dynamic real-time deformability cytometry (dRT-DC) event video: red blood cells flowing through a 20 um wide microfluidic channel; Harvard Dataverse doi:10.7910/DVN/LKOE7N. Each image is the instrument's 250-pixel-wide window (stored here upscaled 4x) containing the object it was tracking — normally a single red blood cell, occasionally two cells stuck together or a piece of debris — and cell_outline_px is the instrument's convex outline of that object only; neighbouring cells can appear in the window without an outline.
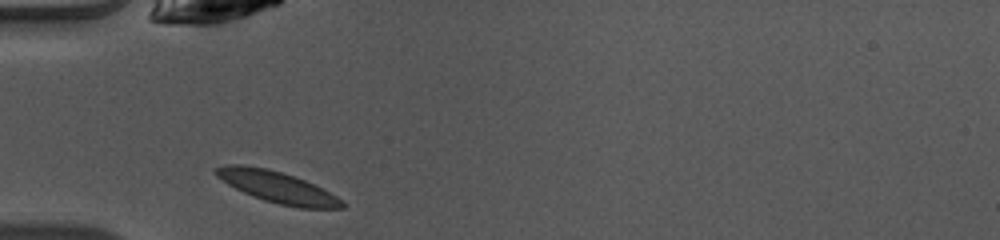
{"species": "common noctule bat (a hibernating species)", "species_latin": "Nyctalus noctula", "temperature_condition": "warm", "stored_images_in_passage": 30, "camera_frame_rate_fps": 3000, "um_per_image_px": 0.085, "animal": {"sex": "female", "body_mass_g": 10.0, "forearm_length_mm": 53.1}, "frame": {"image": 1, "passage_image": 1, "time_ms": 0.0, "image_size_px": [1000, 240], "cell_outline_px": [[344, 208], [300, 208], [280, 204], [264, 200], [244, 192], [228, 184], [216, 176], [212, 172], [216, 168], [228, 164], [240, 164], [264, 168], [280, 172], [304, 180], [336, 196], [344, 204]], "centroid_in_image_um": [23.52, 15.9], "position_along_channel_um": 61.5, "area_um2": 22.43}}
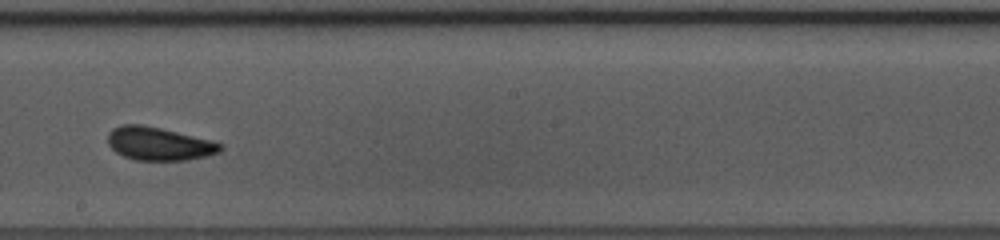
{"frame": {"image": 2, "passage_image": 14, "time_ms": 4.333, "image_size_px": [1000, 240], "cell_outline_px": [[224, 148], [220, 152], [208, 156], [188, 160], [136, 160], [124, 156], [116, 152], [108, 144], [108, 132], [112, 128], [120, 124], [140, 124], [160, 128], [212, 140], [220, 144]], "centroid_in_image_um": [13.51, 12.21], "position_along_channel_um": 234.7, "area_um2": 21.85}}
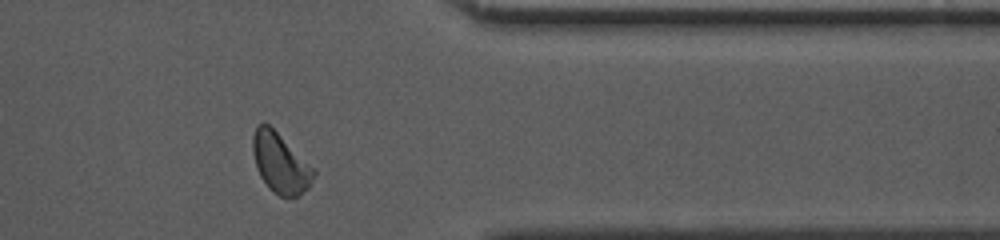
{"frame": {"image": 3, "passage_image": 26, "time_ms": 8.333, "image_size_px": [1000, 240], "cell_outline_px": [[316, 172], [308, 188], [300, 196], [280, 196], [268, 188], [260, 176], [256, 168], [252, 152], [252, 136], [256, 124], [268, 124], [316, 168]], "centroid_in_image_um": [23.83, 13.86], "position_along_channel_um": 387.6, "area_um2": 21.44}, "authors_computed_cell_mechanics": {"area_um2": 21.2126, "velocity_mm_per_s": 4.0663, "shape_relaxation_time_tau1_ms": 2.3496, "shape_relaxation_time_tau2_ms": 4.1814, "deformation_change_tau1": 0.086, "deformation_change_tau2": 0.0709}}